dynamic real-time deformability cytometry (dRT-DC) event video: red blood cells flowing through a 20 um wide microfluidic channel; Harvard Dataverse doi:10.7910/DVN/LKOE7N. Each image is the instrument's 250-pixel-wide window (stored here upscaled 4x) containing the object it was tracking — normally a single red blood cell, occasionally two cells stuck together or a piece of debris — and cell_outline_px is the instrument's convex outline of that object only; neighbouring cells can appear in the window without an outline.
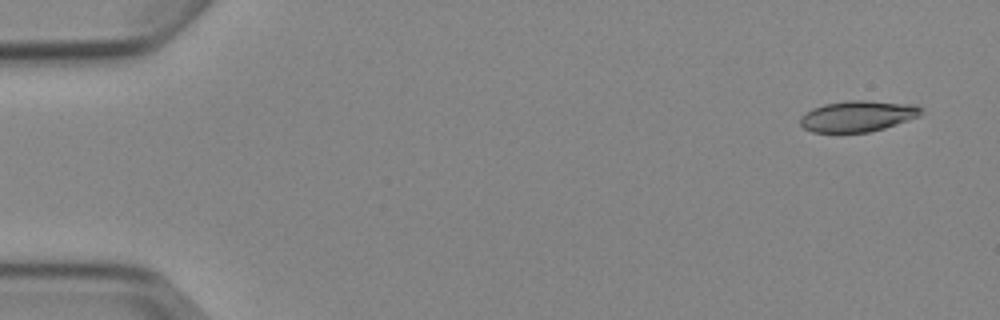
{"species": "Egyptian fruit bat (a non-hibernating species)", "species_latin": "Rousettus aegyptiacus", "temperature_condition": "cold", "stored_images_in_passage": 6, "camera_frame_rate_fps": 3000, "um_per_image_px": 0.085, "animal": {"sex": "female"}, "frame": {"image": 1, "passage_image": 1, "time_ms": 0.0, "image_size_px": [1000, 320], "cell_outline_px": [[924, 108], [920, 116], [884, 128], [868, 132], [812, 132], [804, 128], [800, 124], [800, 116], [804, 112], [812, 108], [824, 104], [848, 100], [864, 100], [916, 104]], "centroid_in_image_um": [72.91, 9.86], "position_along_channel_um": 12.1, "area_um2": 22.02}}
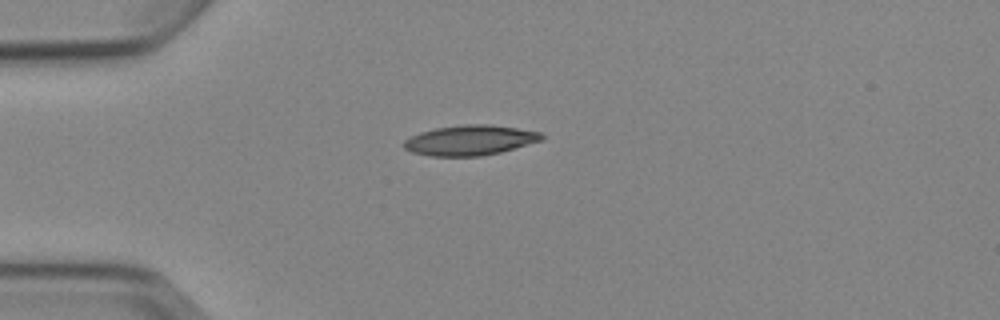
{"frame": {"image": 2, "passage_image": 4, "time_ms": 3.667, "image_size_px": [1000, 320], "cell_outline_px": [[544, 140], [500, 152], [480, 156], [428, 156], [412, 152], [404, 148], [404, 140], [420, 132], [436, 128], [464, 124], [488, 124], [516, 128], [540, 132], [544, 136]], "centroid_in_image_um": [39.95, 11.92], "position_along_channel_um": 45.0, "area_um2": 24.1}}
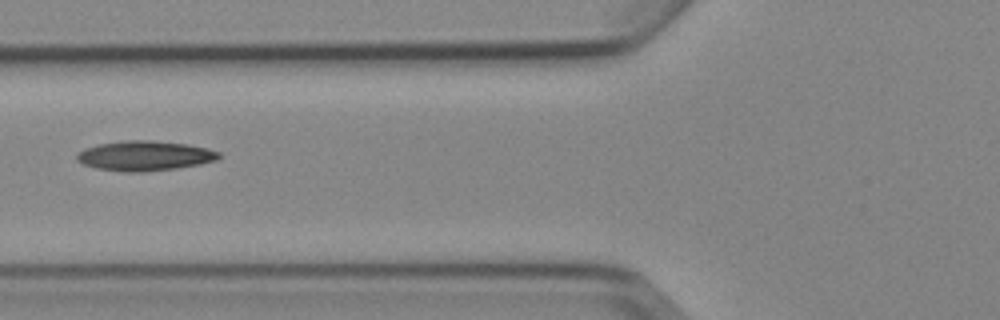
{"frame": {"image": 3, "passage_image": 6, "time_ms": 6.0, "image_size_px": [1000, 320], "cell_outline_px": [[220, 156], [216, 160], [200, 164], [176, 168], [140, 172], [124, 172], [96, 168], [84, 164], [76, 160], [76, 156], [84, 148], [100, 144], [124, 140], [152, 140], [188, 144], [208, 148], [220, 152]], "centroid_in_image_um": [12.31, 13.24], "position_along_channel_um": 113.5, "area_um2": 24.68}}